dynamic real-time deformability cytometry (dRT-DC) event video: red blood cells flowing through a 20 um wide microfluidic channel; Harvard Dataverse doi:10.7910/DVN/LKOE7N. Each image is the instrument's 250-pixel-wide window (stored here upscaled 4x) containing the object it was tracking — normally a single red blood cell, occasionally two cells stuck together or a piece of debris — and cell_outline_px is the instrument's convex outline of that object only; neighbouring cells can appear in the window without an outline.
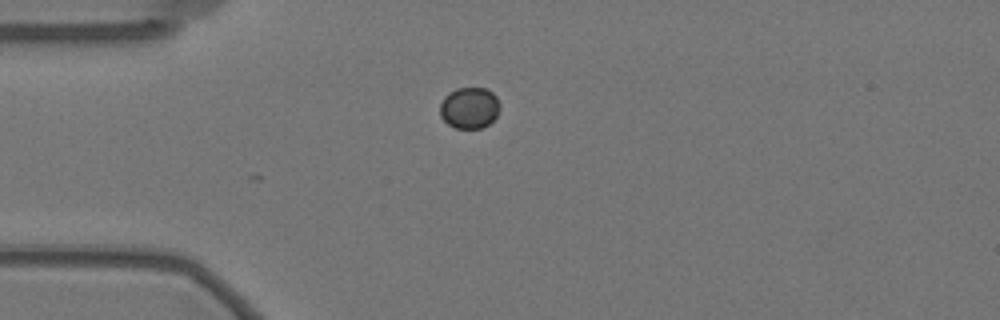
{"species": "Egyptian fruit bat (a non-hibernating species)", "species_latin": "Rousettus aegyptiacus", "temperature_condition": "warm", "stored_images_in_passage": 2, "camera_frame_rate_fps": 3000, "um_per_image_px": 0.085, "animal": {"sex": "female"}, "frame": {"image": 1, "passage_image": 2, "time_ms": 0.333, "image_size_px": [1000, 320], "cell_outline_px": [[500, 108], [496, 116], [488, 124], [480, 128], [456, 128], [448, 124], [440, 116], [440, 104], [444, 96], [448, 92], [456, 88], [484, 88], [492, 92], [496, 96], [500, 104]], "centroid_in_image_um": [39.89, 9.15], "position_along_channel_um": 45.1, "area_um2": 14.45}}